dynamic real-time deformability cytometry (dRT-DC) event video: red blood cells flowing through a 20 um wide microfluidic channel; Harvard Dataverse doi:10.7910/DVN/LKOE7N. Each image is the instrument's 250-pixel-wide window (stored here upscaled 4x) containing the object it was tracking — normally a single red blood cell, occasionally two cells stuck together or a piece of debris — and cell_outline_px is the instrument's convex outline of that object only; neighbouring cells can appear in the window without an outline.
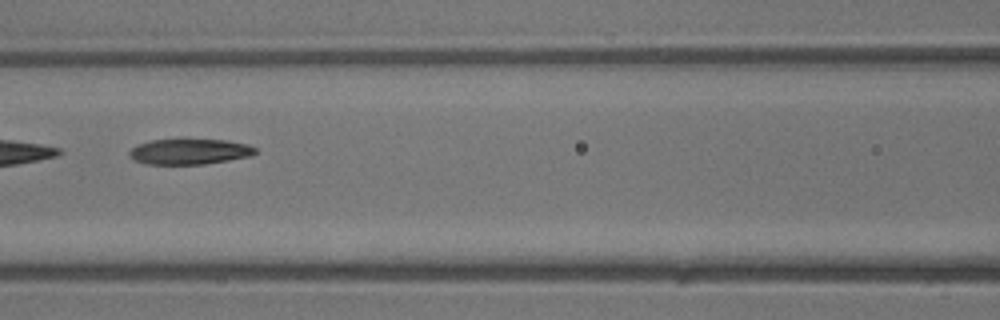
{"species": "common noctule bat (a hibernating species)", "species_latin": "Nyctalus noctula", "temperature_condition": "warm", "stored_images_in_passage": 38, "camera_frame_rate_fps": 3000, "um_per_image_px": 0.085, "animal": {"sex": "male", "body_mass_g": 13.3}, "frame": {"image": 1, "passage_image": 17, "time_ms": 5.333, "image_size_px": [1000, 320], "cell_outline_px": [[256, 152], [252, 156], [204, 164], [144, 164], [128, 156], [128, 152], [136, 144], [152, 140], [180, 136], [224, 140], [248, 144], [256, 148]], "centroid_in_image_um": [16.08, 12.83], "position_along_channel_um": 150.5, "area_um2": 19.71}}